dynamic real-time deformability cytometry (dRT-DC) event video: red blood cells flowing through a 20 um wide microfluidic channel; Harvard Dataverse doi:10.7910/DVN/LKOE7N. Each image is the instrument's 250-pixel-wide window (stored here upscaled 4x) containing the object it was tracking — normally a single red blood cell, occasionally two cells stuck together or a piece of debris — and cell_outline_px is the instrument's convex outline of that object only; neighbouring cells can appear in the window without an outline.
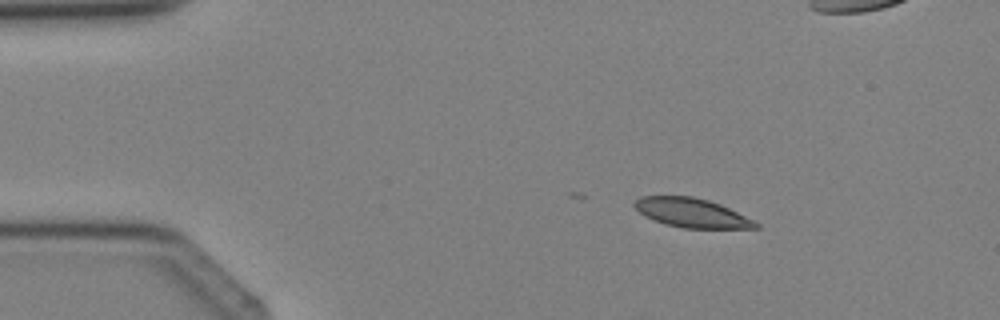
{"species": "Egyptian fruit bat (a non-hibernating species)", "species_latin": "Rousettus aegyptiacus", "temperature_condition": "cold", "stored_images_in_passage": 3, "camera_frame_rate_fps": 3000, "um_per_image_px": 0.085, "animal": {"sex": "female"}, "frame": {"image": 1, "passage_image": 1, "time_ms": 0.0, "image_size_px": [1000, 320], "cell_outline_px": [[760, 228], [684, 228], [664, 224], [644, 216], [632, 204], [640, 196], [692, 196], [708, 200], [720, 204], [760, 224]], "centroid_in_image_um": [58.76, 18.09], "position_along_channel_um": 26.2, "area_um2": 20.4}}